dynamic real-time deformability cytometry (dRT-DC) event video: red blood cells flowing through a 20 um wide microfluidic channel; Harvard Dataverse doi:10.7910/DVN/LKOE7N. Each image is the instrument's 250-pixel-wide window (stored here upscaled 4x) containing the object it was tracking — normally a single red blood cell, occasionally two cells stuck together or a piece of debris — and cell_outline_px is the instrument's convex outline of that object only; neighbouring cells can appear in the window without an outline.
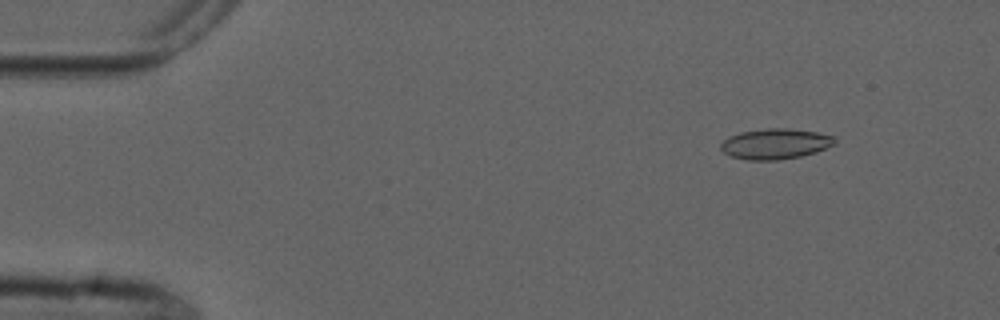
{"species": "common noctule bat (a hibernating species)", "species_latin": "Nyctalus noctula", "temperature_condition": "cold", "stored_images_in_passage": 6, "camera_frame_rate_fps": 3000, "um_per_image_px": 0.085, "animal": {"sex": "male", "forearm_length_mm": 52.5}, "frame": {"image": 1, "passage_image": 1, "time_ms": 0.0, "image_size_px": [1000, 320], "cell_outline_px": [[836, 144], [816, 152], [800, 156], [776, 160], [748, 160], [732, 156], [724, 152], [720, 148], [720, 144], [728, 136], [740, 132], [764, 128], [788, 128], [816, 132], [836, 136]], "centroid_in_image_um": [65.92, 12.21], "position_along_channel_um": 19.1, "area_um2": 20.35}}
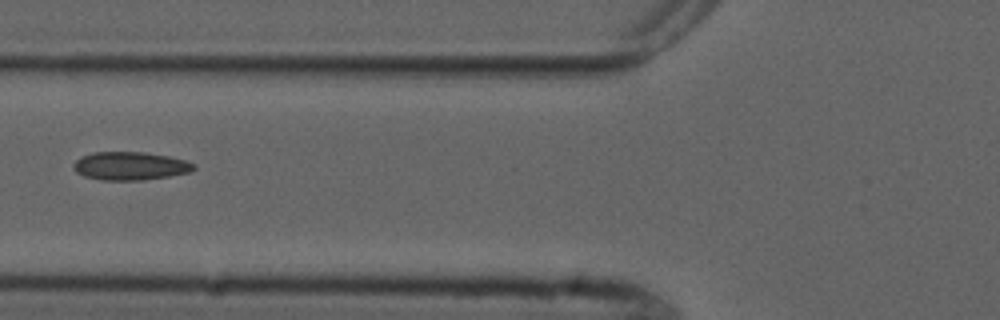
{"frame": {"image": 2, "passage_image": 3, "time_ms": 5.0, "image_size_px": [1000, 320], "cell_outline_px": [[196, 168], [188, 172], [168, 176], [144, 180], [100, 180], [84, 176], [76, 172], [72, 168], [72, 164], [80, 156], [92, 152], [144, 152], [168, 156], [184, 160], [196, 164]], "centroid_in_image_um": [11.02, 14.1], "position_along_channel_um": 114.8, "area_um2": 19.88}}
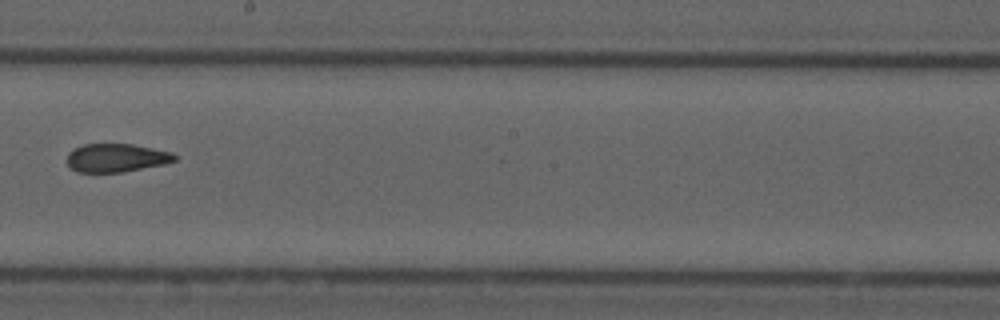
{"frame": {"image": 3, "passage_image": 6, "time_ms": 8.333, "image_size_px": [1000, 320], "cell_outline_px": [[176, 160], [164, 164], [120, 172], [76, 172], [68, 164], [68, 152], [84, 144], [132, 144], [172, 152], [176, 156]], "centroid_in_image_um": [9.89, 13.41], "position_along_channel_um": 238.3, "area_um2": 17.57}}